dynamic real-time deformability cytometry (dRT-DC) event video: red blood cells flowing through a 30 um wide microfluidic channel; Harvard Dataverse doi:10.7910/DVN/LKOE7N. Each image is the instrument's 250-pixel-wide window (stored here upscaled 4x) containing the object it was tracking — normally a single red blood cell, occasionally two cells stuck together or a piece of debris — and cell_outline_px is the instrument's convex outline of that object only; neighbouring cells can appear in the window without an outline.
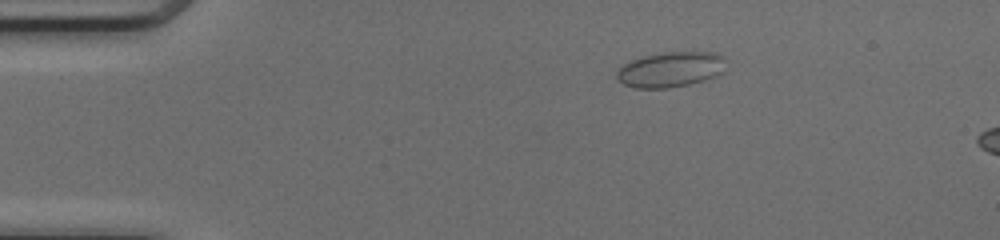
{"species": "common noctule bat (a hibernating species)", "species_latin": "Nyctalus noctula", "temperature_condition": "cold", "stored_images_in_passage": 5, "camera_frame_rate_fps": 3000, "um_per_image_px": 0.085, "animal": {"sex": "female", "body_mass_g": 17.0, "forearm_length_mm": 48.0}, "frame": {"image": 1, "passage_image": 1, "time_ms": 0.0, "image_size_px": [1000, 240], "cell_outline_px": [[724, 72], [716, 76], [704, 80], [688, 84], [668, 88], [636, 88], [624, 84], [616, 80], [616, 72], [624, 64], [632, 60], [644, 56], [664, 52], [716, 52], [724, 56]], "centroid_in_image_um": [57.01, 5.9], "position_along_channel_um": 28.0, "area_um2": 22.48}}